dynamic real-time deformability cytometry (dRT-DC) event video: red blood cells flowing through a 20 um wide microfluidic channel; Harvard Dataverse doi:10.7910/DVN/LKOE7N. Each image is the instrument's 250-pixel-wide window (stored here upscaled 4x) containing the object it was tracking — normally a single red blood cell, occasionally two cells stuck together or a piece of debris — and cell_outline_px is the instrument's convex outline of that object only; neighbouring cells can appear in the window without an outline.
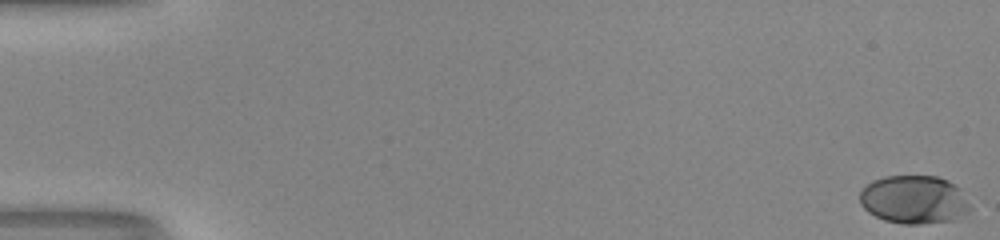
{"species": "human", "species_latin": "Homo sapiens", "temperature_condition": "room temperature", "stored_images_in_passage": 54, "camera_frame_rate_fps": 3000, "um_per_image_px": 0.085, "donor": {"sex": "male"}, "frame": {"image": 1, "passage_image": 1, "time_ms": 0.0, "image_size_px": [1000, 240], "cell_outline_px": [[972, 208], [960, 220], [920, 224], [904, 224], [884, 220], [868, 212], [860, 204], [860, 192], [872, 180], [884, 176], [936, 176], [948, 180], [960, 188]], "centroid_in_image_um": [77.74, 16.98], "position_along_channel_um": 7.3, "area_um2": 31.44}}
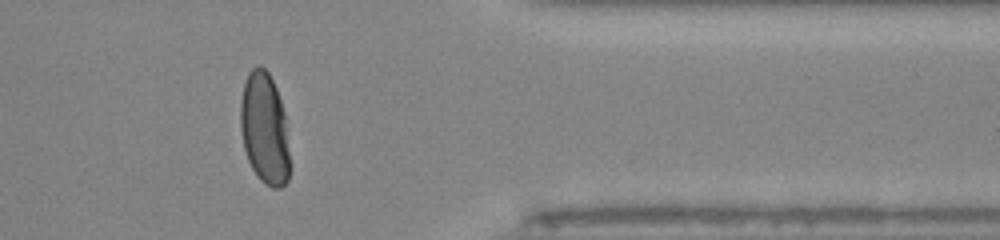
{"frame": {"image": 2, "passage_image": 45, "time_ms": 14.667, "image_size_px": [1000, 240], "cell_outline_px": [[288, 180], [280, 188], [272, 188], [264, 184], [260, 180], [252, 168], [248, 160], [244, 148], [240, 128], [240, 104], [244, 80], [248, 72], [256, 64], [260, 64], [268, 72], [276, 88], [284, 112], [288, 152]], "centroid_in_image_um": [22.45, 10.9], "position_along_channel_um": 389.0, "area_um2": 31.96}}
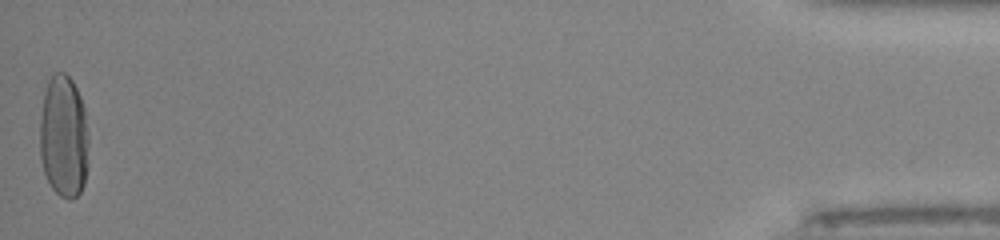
{"frame": {"image": 3, "passage_image": 54, "time_ms": 17.667, "image_size_px": [1000, 240], "cell_outline_px": [[88, 164], [84, 184], [80, 192], [72, 200], [68, 200], [60, 196], [52, 188], [44, 172], [40, 160], [40, 120], [44, 92], [48, 80], [56, 72], [64, 72], [72, 80], [80, 96], [84, 108], [88, 132]], "centroid_in_image_um": [5.42, 11.63], "position_along_channel_um": 429.8, "area_um2": 35.32}, "authors_computed_cell_mechanics": {"area_um2": 33.7263, "velocity_mm_per_s": 4.0087, "shape_relaxation_time_tau1_ms": 5.6524, "shape_relaxation_time_tau2_ms": null, "deformation_change_tau1": 0.2222, "deformation_change_tau2": null}}